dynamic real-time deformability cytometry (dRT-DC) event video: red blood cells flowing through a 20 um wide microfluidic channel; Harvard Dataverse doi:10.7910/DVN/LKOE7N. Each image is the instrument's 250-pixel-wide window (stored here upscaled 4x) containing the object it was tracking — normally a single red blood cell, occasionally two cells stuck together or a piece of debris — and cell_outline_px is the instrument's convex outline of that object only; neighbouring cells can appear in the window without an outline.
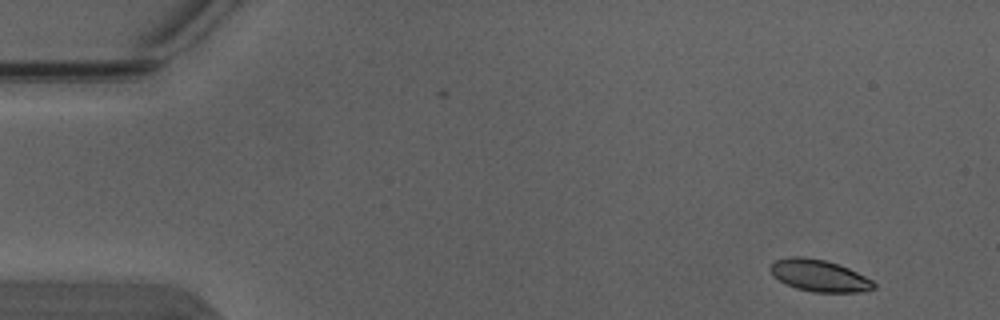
{"species": "Egyptian fruit bat (a non-hibernating species)", "species_latin": "Rousettus aegyptiacus", "temperature_condition": "warm", "stored_images_in_passage": 5, "segment_of_instrument_passage": [1, 2], "camera_frame_rate_fps": 3000, "um_per_image_px": 0.085, "animal": {"sex": "male"}, "frame": {"image": 1, "passage_image": 1, "time_ms": 0.0, "image_size_px": [1000, 320], "cell_outline_px": [[876, 288], [864, 292], [812, 292], [796, 288], [772, 276], [768, 268], [776, 260], [788, 256], [804, 256], [824, 260], [840, 264], [872, 280], [876, 284]], "centroid_in_image_um": [69.63, 23.42], "position_along_channel_um": 15.4, "area_um2": 19.31}}
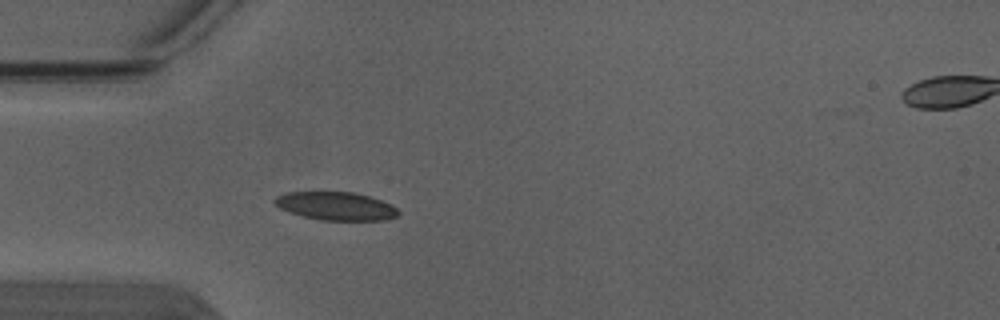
{"frame": {"image": 2, "passage_image": 4, "time_ms": 1.0, "image_size_px": [1000, 320], "cell_outline_px": [[400, 212], [396, 216], [384, 220], [320, 220], [288, 212], [280, 208], [272, 200], [276, 196], [284, 192], [352, 192], [368, 196], [392, 204]], "centroid_in_image_um": [28.53, 17.51], "position_along_channel_um": 56.5, "area_um2": 20.29}}